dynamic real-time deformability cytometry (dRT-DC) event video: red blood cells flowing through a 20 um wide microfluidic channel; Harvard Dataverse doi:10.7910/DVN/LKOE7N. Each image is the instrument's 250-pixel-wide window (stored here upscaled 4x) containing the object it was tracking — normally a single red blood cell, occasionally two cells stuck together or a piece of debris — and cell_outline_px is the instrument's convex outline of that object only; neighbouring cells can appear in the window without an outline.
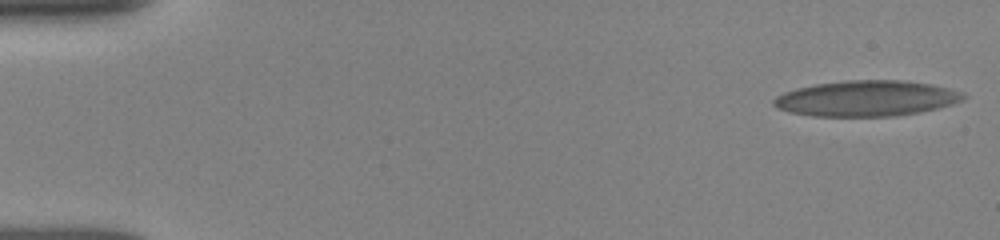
{"species": "human", "species_latin": "Homo sapiens", "temperature_condition": "room temperature", "stored_images_in_passage": 43, "camera_frame_rate_fps": 3000, "um_per_image_px": 0.085, "donor": {"sex": "female"}, "frame": {"image": 1, "passage_image": 1, "time_ms": 0.0, "image_size_px": [1000, 240], "cell_outline_px": [[968, 96], [964, 100], [952, 104], [920, 112], [896, 116], [812, 116], [792, 112], [776, 108], [772, 104], [772, 100], [776, 96], [784, 92], [796, 88], [816, 84], [848, 80], [904, 80], [932, 84], [964, 92]], "centroid_in_image_um": [73.67, 8.36], "position_along_channel_um": 11.3, "area_um2": 39.59}}
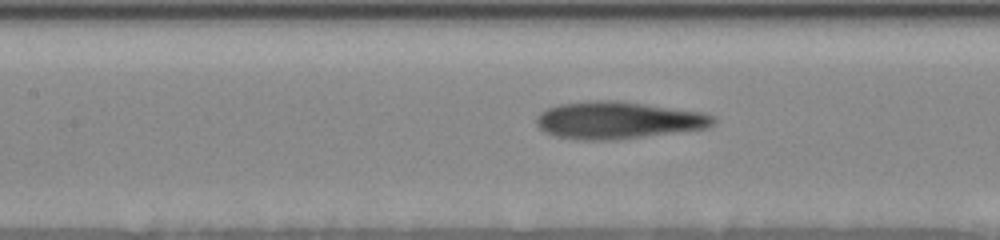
{"frame": {"image": 2, "passage_image": 25, "time_ms": 7.333, "image_size_px": [1000, 240], "cell_outline_px": [[716, 120], [708, 128], [616, 140], [580, 140], [556, 136], [544, 132], [536, 124], [536, 116], [540, 112], [548, 108], [560, 104], [592, 100], [620, 100], [700, 112], [712, 116]], "centroid_in_image_um": [52.49, 10.22], "position_along_channel_um": 154.9, "area_um2": 38.38}}
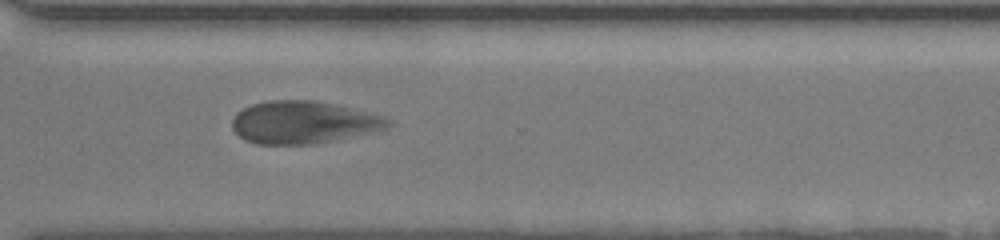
{"frame": {"image": 3, "passage_image": 42, "time_ms": 12.333, "image_size_px": [1000, 240], "cell_outline_px": [[396, 124], [384, 132], [316, 144], [256, 144], [244, 140], [232, 128], [232, 120], [236, 112], [252, 104], [268, 100], [316, 100], [384, 116], [392, 120]], "centroid_in_image_um": [25.9, 10.42], "position_along_channel_um": 344.7, "area_um2": 39.54}}